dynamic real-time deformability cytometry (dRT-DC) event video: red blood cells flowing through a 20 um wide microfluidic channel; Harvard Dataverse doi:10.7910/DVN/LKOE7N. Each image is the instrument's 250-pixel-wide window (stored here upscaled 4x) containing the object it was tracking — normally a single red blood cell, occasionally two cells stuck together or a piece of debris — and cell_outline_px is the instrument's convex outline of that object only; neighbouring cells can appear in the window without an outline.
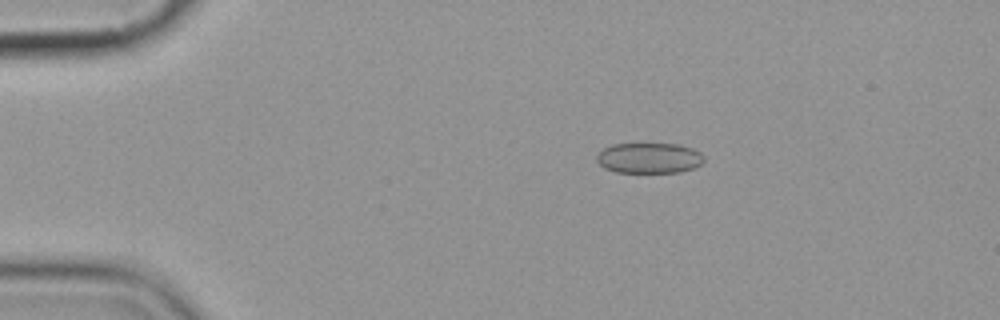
{"species": "common noctule bat (a hibernating species)", "species_latin": "Nyctalus noctula", "temperature_condition": "cold", "stored_images_in_passage": 7, "camera_frame_rate_fps": 3000, "um_per_image_px": 0.085, "animal": {"sex": "female", "body_mass_g": 19.9}, "frame": {"image": 1, "passage_image": 3, "time_ms": 3.0, "image_size_px": [1000, 320], "cell_outline_px": [[704, 160], [696, 168], [680, 172], [616, 172], [604, 168], [596, 160], [596, 156], [604, 148], [612, 144], [680, 144], [692, 148], [700, 152], [704, 156]], "centroid_in_image_um": [55.2, 13.43], "position_along_channel_um": 29.8, "area_um2": 19.13}}
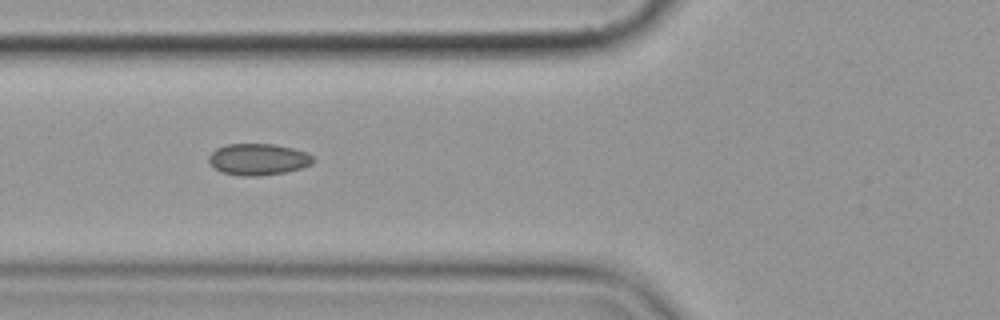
{"frame": {"image": 2, "passage_image": 6, "time_ms": 6.667, "image_size_px": [1000, 320], "cell_outline_px": [[316, 160], [312, 164], [288, 172], [256, 176], [240, 176], [220, 172], [208, 160], [208, 156], [216, 148], [224, 144], [276, 144], [308, 152]], "centroid_in_image_um": [21.96, 13.54], "position_along_channel_um": 103.8, "area_um2": 19.36}}
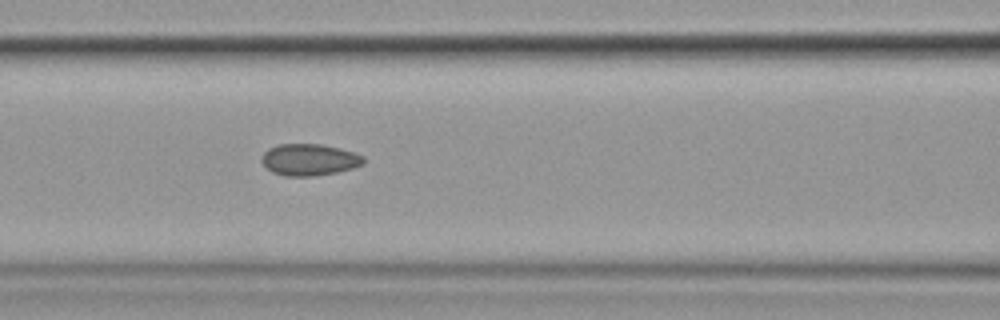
{"frame": {"image": 3, "passage_image": 7, "time_ms": 7.667, "image_size_px": [1000, 320], "cell_outline_px": [[364, 164], [352, 168], [336, 172], [312, 176], [284, 176], [272, 172], [260, 160], [260, 156], [268, 148], [280, 144], [320, 144], [340, 148], [356, 152], [364, 156]], "centroid_in_image_um": [26.29, 13.57], "position_along_channel_um": 140.3, "area_um2": 18.9}}